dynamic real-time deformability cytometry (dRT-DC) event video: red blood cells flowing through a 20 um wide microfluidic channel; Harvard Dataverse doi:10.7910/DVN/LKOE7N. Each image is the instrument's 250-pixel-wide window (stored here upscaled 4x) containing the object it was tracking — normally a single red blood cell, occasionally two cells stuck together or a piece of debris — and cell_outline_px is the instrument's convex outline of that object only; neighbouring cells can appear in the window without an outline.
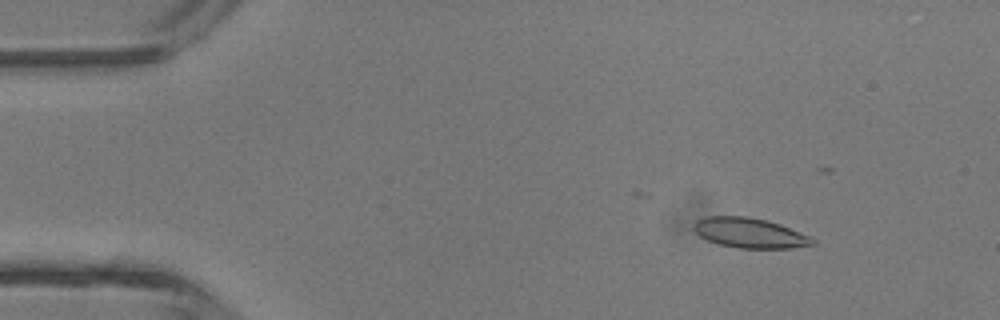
{"species": "common noctule bat (a hibernating species)", "species_latin": "Nyctalus noctula", "temperature_condition": "room temperature", "stored_images_in_passage": 4, "camera_frame_rate_fps": 3000, "um_per_image_px": 0.085, "animal": {"sex": "male", "body_mass_g": 13.3}, "frame": {"image": 1, "passage_image": 2, "time_ms": 1.333, "image_size_px": [1000, 320], "cell_outline_px": [[816, 244], [792, 248], [740, 248], [720, 244], [708, 240], [700, 236], [692, 228], [692, 224], [696, 220], [704, 216], [748, 216], [768, 220], [780, 224], [812, 236], [816, 240]], "centroid_in_image_um": [63.75, 19.79], "position_along_channel_um": 21.3, "area_um2": 21.04}}
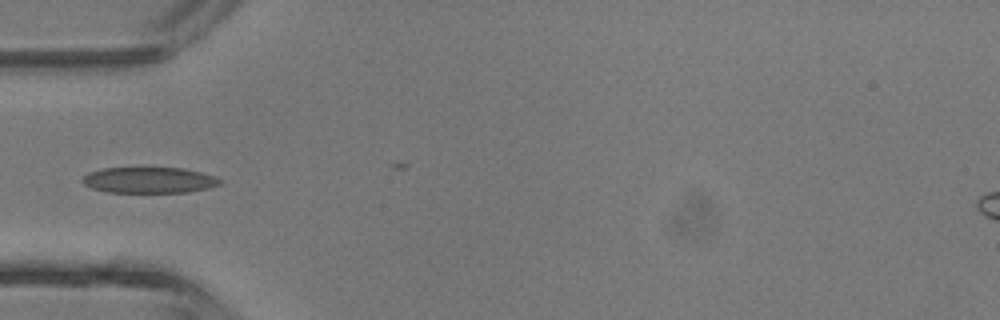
{"frame": {"image": 2, "passage_image": 4, "time_ms": 4.333, "image_size_px": [1000, 320], "cell_outline_px": [[220, 184], [208, 188], [188, 192], [108, 192], [92, 188], [84, 184], [80, 180], [88, 172], [104, 168], [184, 168], [216, 176], [220, 180]], "centroid_in_image_um": [12.66, 15.31], "position_along_channel_um": 72.3, "area_um2": 20.69}}